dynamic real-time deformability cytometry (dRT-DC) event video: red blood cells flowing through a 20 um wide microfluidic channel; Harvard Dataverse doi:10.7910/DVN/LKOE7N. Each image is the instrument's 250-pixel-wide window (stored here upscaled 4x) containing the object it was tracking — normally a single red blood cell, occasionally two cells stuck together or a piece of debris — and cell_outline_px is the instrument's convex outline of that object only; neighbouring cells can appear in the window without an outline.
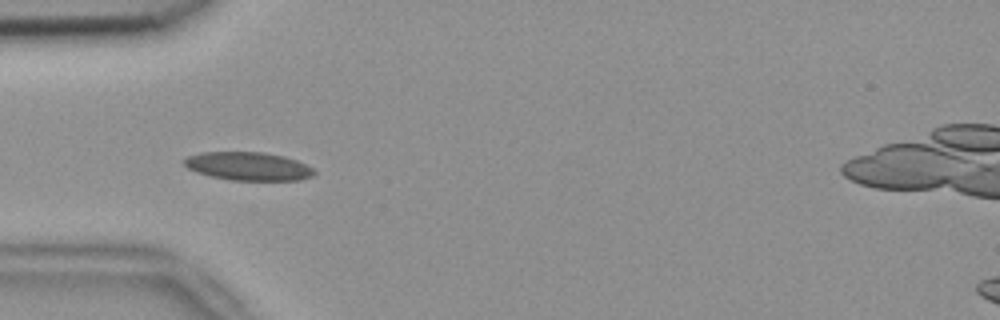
{"species": "common noctule bat (a hibernating species)", "species_latin": "Nyctalus noctula", "temperature_condition": "room temperature", "stored_images_in_passage": 53, "camera_frame_rate_fps": 3000, "um_per_image_px": 0.085, "animal": {"sex": "female", "body_mass_g": 18.4}, "frame": {"image": 1, "passage_image": 16, "time_ms": 5.0, "image_size_px": [1000, 320], "cell_outline_px": [[316, 172], [312, 176], [300, 180], [228, 180], [196, 172], [188, 168], [184, 164], [184, 160], [188, 156], [200, 152], [264, 152], [284, 156], [296, 160], [312, 168]], "centroid_in_image_um": [21.1, 14.13], "position_along_channel_um": 63.9, "area_um2": 21.39}}
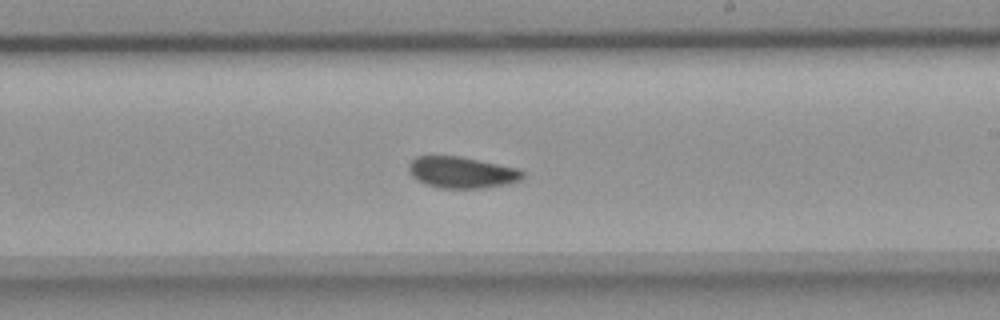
{"frame": {"image": 2, "passage_image": 31, "time_ms": 10.0, "image_size_px": [1000, 320], "cell_outline_px": [[524, 176], [520, 180], [508, 184], [484, 188], [440, 188], [424, 184], [416, 180], [408, 172], [408, 164], [416, 156], [460, 156], [520, 168], [524, 172]], "centroid_in_image_um": [39.25, 14.65], "position_along_channel_um": 249.7, "area_um2": 21.15}}
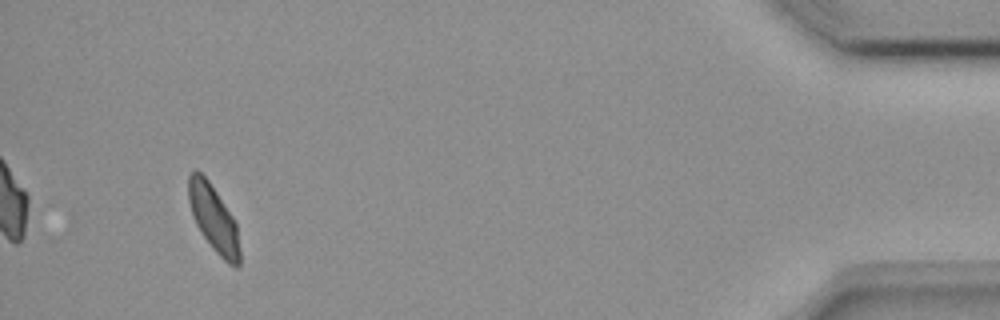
{"frame": {"image": 3, "passage_image": 50, "time_ms": 16.333, "image_size_px": [1000, 320], "cell_outline_px": [[240, 264], [236, 268], [228, 264], [212, 248], [196, 224], [192, 216], [188, 200], [188, 176], [196, 168], [208, 180], [232, 216], [236, 224], [240, 252]], "centroid_in_image_um": [18.14, 18.58], "position_along_channel_um": 417.1, "area_um2": 19.71}, "authors_computed_cell_mechanics": {"area_um2": 20.7502, "velocity_mm_per_s": 3.7521, "shape_relaxation_time_tau1_ms": 6.199, "shape_relaxation_time_tau2_ms": 2.9737, "deformation_change_tau1": 0.1099, "deformation_change_tau2": 0.0697}}